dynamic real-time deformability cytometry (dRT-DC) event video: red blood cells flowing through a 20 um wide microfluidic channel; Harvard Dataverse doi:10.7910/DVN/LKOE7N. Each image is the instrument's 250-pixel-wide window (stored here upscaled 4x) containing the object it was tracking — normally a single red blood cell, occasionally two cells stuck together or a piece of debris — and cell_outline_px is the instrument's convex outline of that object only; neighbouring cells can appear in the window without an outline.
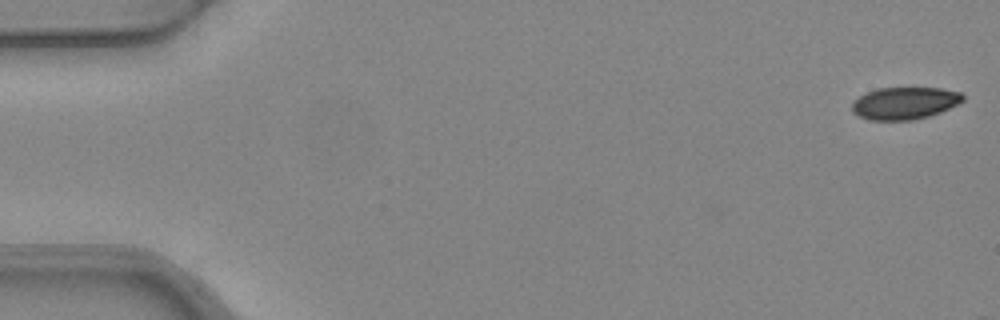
{"species": "common noctule bat (a hibernating species)", "species_latin": "Nyctalus noctula", "temperature_condition": "warm", "stored_images_in_passage": 5, "camera_frame_rate_fps": 3000, "um_per_image_px": 0.085, "animal": {"sex": "female", "body_mass_g": 24.6, "forearm_length_mm": 56.2}, "frame": {"image": 1, "passage_image": 1, "time_ms": 0.0, "image_size_px": [1000, 320], "cell_outline_px": [[964, 100], [940, 112], [928, 116], [912, 120], [868, 120], [852, 112], [852, 100], [876, 88], [940, 88], [960, 92], [964, 96]], "centroid_in_image_um": [76.86, 8.77], "position_along_channel_um": 8.1, "area_um2": 20.75}}
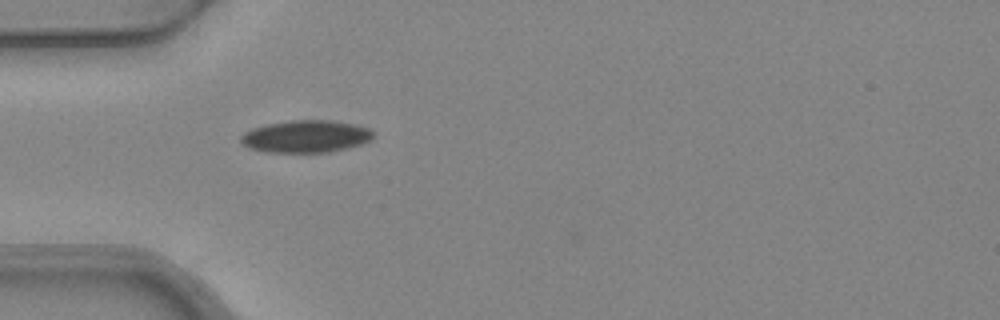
{"frame": {"image": 2, "passage_image": 5, "time_ms": 1.333, "image_size_px": [1000, 320], "cell_outline_px": [[372, 136], [368, 140], [360, 144], [328, 152], [264, 152], [248, 148], [240, 140], [240, 136], [244, 132], [252, 128], [268, 124], [288, 120], [328, 120], [352, 124], [368, 128], [372, 132]], "centroid_in_image_um": [25.92, 11.59], "position_along_channel_um": 59.1, "area_um2": 24.62}}